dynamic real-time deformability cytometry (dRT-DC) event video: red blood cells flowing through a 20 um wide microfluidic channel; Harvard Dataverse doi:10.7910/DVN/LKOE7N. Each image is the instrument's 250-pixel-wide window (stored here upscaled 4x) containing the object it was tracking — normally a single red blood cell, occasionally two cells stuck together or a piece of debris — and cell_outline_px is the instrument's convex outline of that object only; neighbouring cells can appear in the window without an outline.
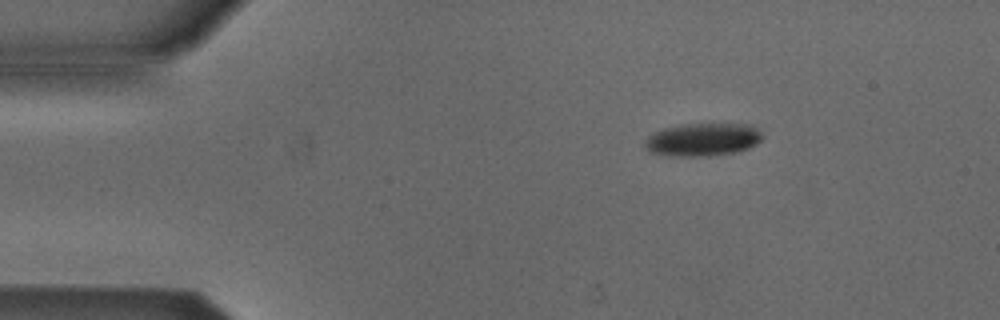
{"species": "Egyptian fruit bat (a non-hibernating species)", "species_latin": "Rousettus aegyptiacus", "temperature_condition": "cold", "stored_images_in_passage": 3, "camera_frame_rate_fps": 3000, "um_per_image_px": 0.085, "animal": {"sex": "male"}, "frame": {"image": 1, "passage_image": 2, "time_ms": 1.333, "image_size_px": [1000, 320], "cell_outline_px": [[764, 136], [756, 144], [748, 148], [736, 152], [708, 156], [668, 156], [648, 152], [644, 144], [644, 140], [648, 136], [664, 128], [688, 124], [748, 124], [756, 128]], "centroid_in_image_um": [59.71, 11.88], "position_along_channel_um": 25.3, "area_um2": 22.54}}